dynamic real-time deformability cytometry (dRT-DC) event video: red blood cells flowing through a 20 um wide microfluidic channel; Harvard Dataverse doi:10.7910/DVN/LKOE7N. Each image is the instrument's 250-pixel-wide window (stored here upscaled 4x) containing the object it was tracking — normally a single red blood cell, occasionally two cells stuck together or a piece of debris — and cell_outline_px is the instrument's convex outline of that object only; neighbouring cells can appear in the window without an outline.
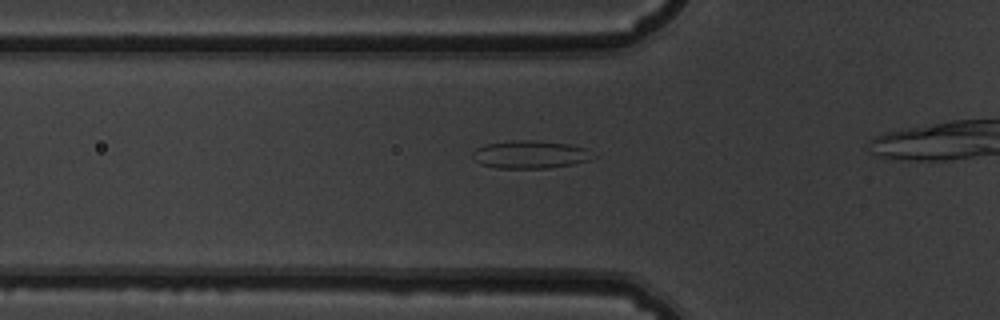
{"species": "common noctule bat (a hibernating species)", "species_latin": "Nyctalus noctula", "temperature_condition": "warm", "stored_images_in_passage": 32, "camera_frame_rate_fps": 3000, "um_per_image_px": 0.085, "animal": {"sex": "male", "body_mass_g": 19.5, "forearm_length_mm": 54.6}, "frame": {"image": 1, "passage_image": 7, "time_ms": 2.0, "image_size_px": [1000, 320], "cell_outline_px": [[600, 156], [576, 164], [548, 168], [496, 168], [480, 164], [472, 156], [472, 152], [476, 148], [484, 144], [508, 140], [536, 140], [568, 144], [584, 148]], "centroid_in_image_um": [45.08, 13.13], "position_along_channel_um": 80.7, "area_um2": 19.88}}
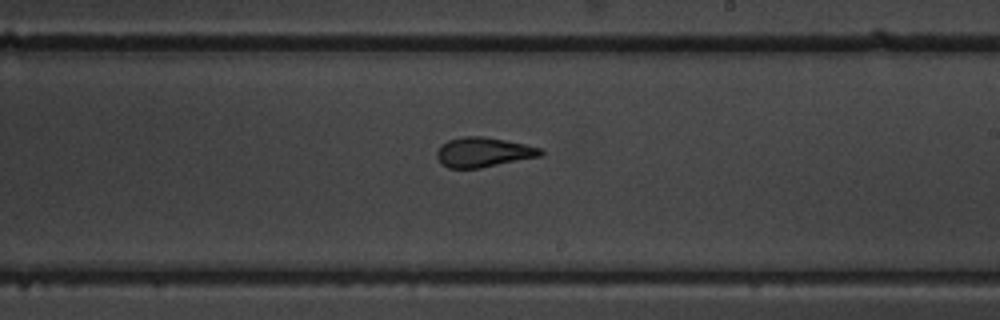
{"frame": {"image": 2, "passage_image": 20, "time_ms": 6.333, "image_size_px": [1000, 320], "cell_outline_px": [[544, 152], [540, 156], [480, 168], [448, 168], [436, 156], [436, 152], [440, 144], [448, 140], [464, 136], [484, 136], [524, 144], [540, 148]], "centroid_in_image_um": [41.06, 12.93], "position_along_channel_um": 247.9, "area_um2": 17.8}}
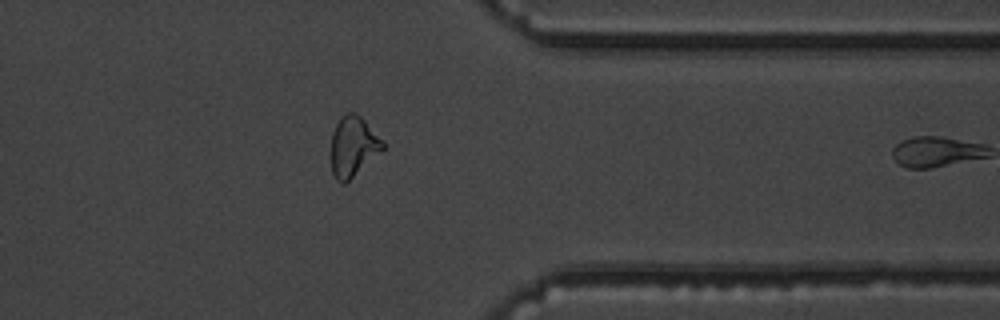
{"frame": {"image": 3, "passage_image": 31, "time_ms": 10.0, "image_size_px": [1000, 320], "cell_outline_px": [[384, 148], [344, 184], [340, 184], [336, 180], [332, 172], [332, 132], [340, 116], [344, 112], [356, 112], [384, 140]], "centroid_in_image_um": [30.01, 12.41], "position_along_channel_um": 381.4, "area_um2": 17.98}}